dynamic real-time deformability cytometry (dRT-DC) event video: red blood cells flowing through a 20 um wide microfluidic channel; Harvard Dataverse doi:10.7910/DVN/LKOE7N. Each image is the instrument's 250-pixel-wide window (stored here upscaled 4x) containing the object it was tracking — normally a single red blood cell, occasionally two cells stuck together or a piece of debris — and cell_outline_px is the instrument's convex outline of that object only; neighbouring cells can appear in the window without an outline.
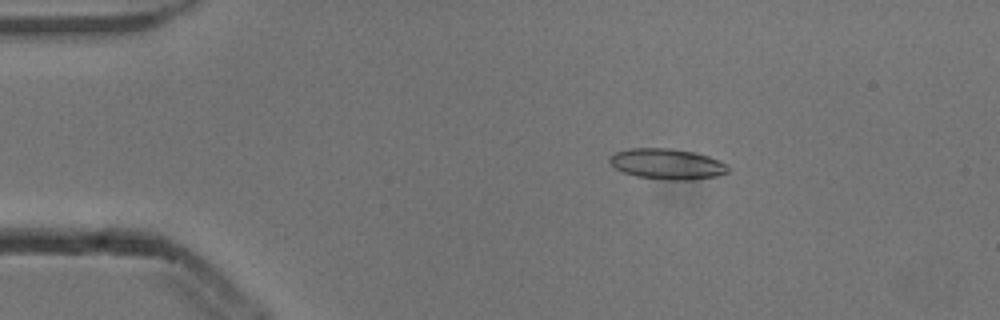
{"species": "common noctule bat (a hibernating species)", "species_latin": "Nyctalus noctula", "temperature_condition": "cold", "stored_images_in_passage": 5, "camera_frame_rate_fps": 3000, "um_per_image_px": 0.085, "animal": {"sex": "male", "body_mass_g": 13.3}, "frame": {"image": 1, "passage_image": 3, "time_ms": 0.667, "image_size_px": [1000, 320], "cell_outline_px": [[728, 172], [716, 176], [692, 180], [668, 180], [636, 176], [624, 172], [616, 168], [608, 160], [616, 152], [632, 148], [668, 148], [692, 152], [708, 156], [720, 160], [728, 164]], "centroid_in_image_um": [56.74, 13.94], "position_along_channel_um": 28.3, "area_um2": 20.98}}
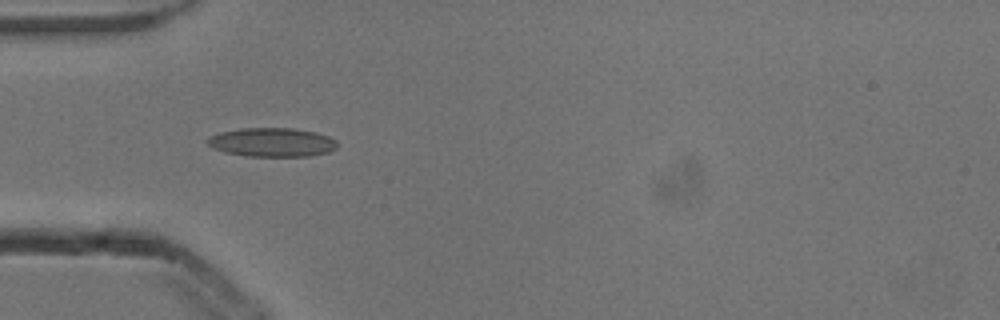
{"frame": {"image": 2, "passage_image": 5, "time_ms": 1.333, "image_size_px": [1000, 320], "cell_outline_px": [[336, 148], [328, 152], [308, 156], [248, 156], [224, 152], [212, 148], [208, 144], [208, 140], [212, 136], [220, 132], [240, 128], [292, 128], [316, 132], [328, 136], [336, 140]], "centroid_in_image_um": [23.13, 12.09], "position_along_channel_um": 61.9, "area_um2": 21.73}}